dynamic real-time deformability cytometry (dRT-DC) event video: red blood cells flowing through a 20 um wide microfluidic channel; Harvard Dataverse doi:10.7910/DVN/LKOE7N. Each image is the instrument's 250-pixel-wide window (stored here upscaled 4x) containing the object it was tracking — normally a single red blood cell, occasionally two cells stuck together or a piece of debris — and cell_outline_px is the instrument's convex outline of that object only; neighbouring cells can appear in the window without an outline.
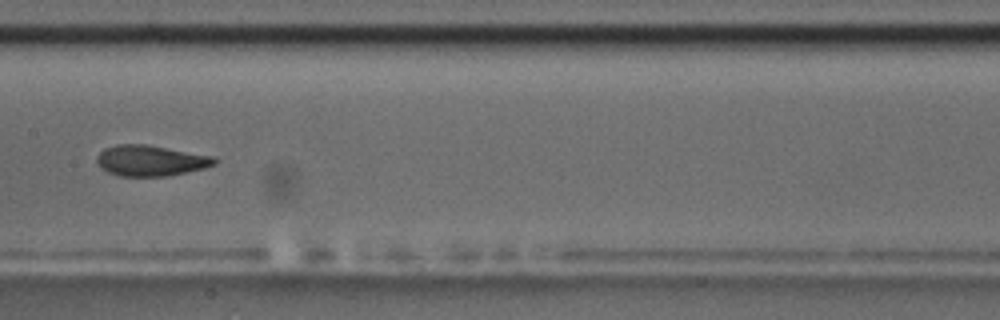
{"species": "common noctule bat (a hibernating species)", "species_latin": "Nyctalus noctula", "temperature_condition": "room temperature", "stored_images_in_passage": 13, "camera_frame_rate_fps": 3000, "um_per_image_px": 0.085, "animal": {"sex": "male", "body_mass_g": 17.5, "forearm_length_mm": 52.3}, "frame": {"image": 1, "passage_image": 8, "time_ms": 8.667, "image_size_px": [1000, 320], "cell_outline_px": [[216, 164], [204, 168], [168, 176], [116, 176], [100, 168], [96, 160], [96, 156], [104, 148], [116, 144], [144, 144], [216, 156]], "centroid_in_image_um": [12.79, 13.65], "position_along_channel_um": 194.6, "area_um2": 21.27}, "authors_computed_cell_mechanics": {"area_um2": 20.8658, "velocity_mm_per_s": 3.5087, "shape_relaxation_time_tau1_ms": 9.9693, "shape_relaxation_time_tau2_ms": 1.7392, "deformation_change_tau1": 0.2182, "deformation_change_tau2": 0.0802}}